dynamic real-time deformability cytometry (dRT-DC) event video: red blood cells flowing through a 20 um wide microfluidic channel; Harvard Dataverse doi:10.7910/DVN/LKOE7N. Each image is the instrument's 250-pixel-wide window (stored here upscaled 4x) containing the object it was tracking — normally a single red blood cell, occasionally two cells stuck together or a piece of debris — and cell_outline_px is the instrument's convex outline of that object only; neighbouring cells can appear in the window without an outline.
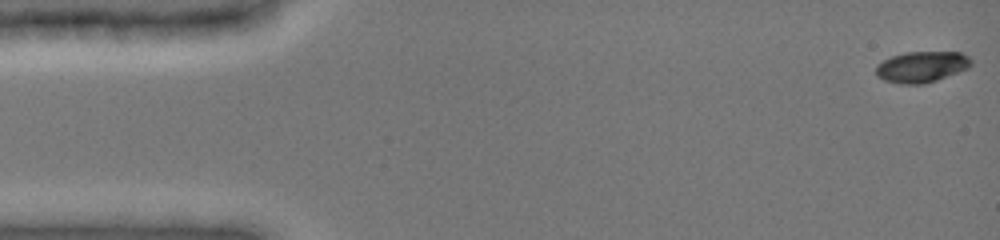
{"species": "common noctule bat (a hibernating species)", "species_latin": "Nyctalus noctula", "temperature_condition": "cold", "stored_images_in_passage": 49, "camera_frame_rate_fps": 3000, "um_per_image_px": 0.085, "animal": {"sex": "female", "body_mass_g": 19.0, "forearm_length_mm": 51.5}, "frame": {"image": 1, "passage_image": 1, "time_ms": 0.0, "image_size_px": [1000, 240], "cell_outline_px": [[972, 64], [968, 68], [936, 80], [924, 84], [900, 84], [884, 80], [876, 76], [876, 64], [892, 56], [904, 52], [960, 52], [968, 56], [972, 60]], "centroid_in_image_um": [78.32, 5.68], "position_along_channel_um": 6.7, "area_um2": 17.22}}
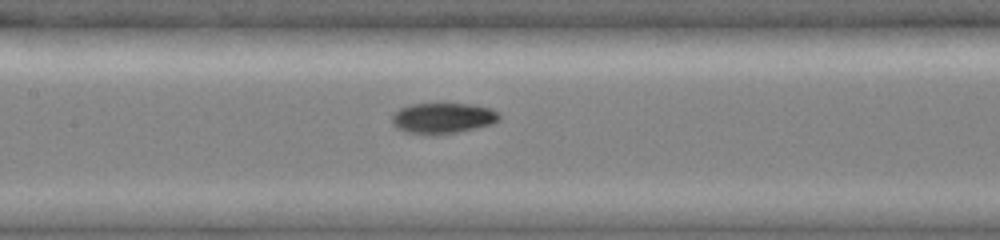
{"frame": {"image": 2, "passage_image": 23, "time_ms": 7.333, "image_size_px": [1000, 240], "cell_outline_px": [[500, 120], [492, 124], [456, 132], [408, 132], [396, 128], [392, 124], [392, 116], [400, 108], [412, 104], [476, 104], [492, 108], [500, 112]], "centroid_in_image_um": [37.71, 10.0], "position_along_channel_um": 169.7, "area_um2": 18.67}}
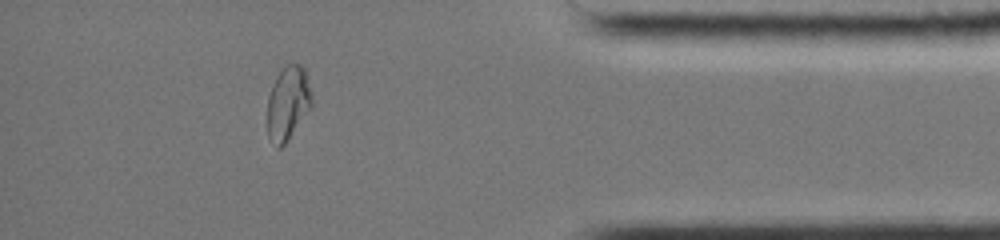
{"frame": {"image": 3, "passage_image": 43, "time_ms": 14.0, "image_size_px": [1000, 240], "cell_outline_px": [[312, 108], [284, 144], [280, 148], [276, 148], [268, 136], [268, 96], [276, 76], [288, 64], [300, 64], [304, 68], [312, 96]], "centroid_in_image_um": [24.48, 8.79], "position_along_channel_um": 410.7, "area_um2": 18.96}, "authors_computed_cell_mechanics": {"area_um2": 18.6694, "velocity_mm_per_s": 3.9432, "shape_relaxation_time_tau1_ms": 4.8499, "shape_relaxation_time_tau2_ms": 1.7184, "deformation_change_tau1": 0.1818, "deformation_change_tau2": 0.0417}}